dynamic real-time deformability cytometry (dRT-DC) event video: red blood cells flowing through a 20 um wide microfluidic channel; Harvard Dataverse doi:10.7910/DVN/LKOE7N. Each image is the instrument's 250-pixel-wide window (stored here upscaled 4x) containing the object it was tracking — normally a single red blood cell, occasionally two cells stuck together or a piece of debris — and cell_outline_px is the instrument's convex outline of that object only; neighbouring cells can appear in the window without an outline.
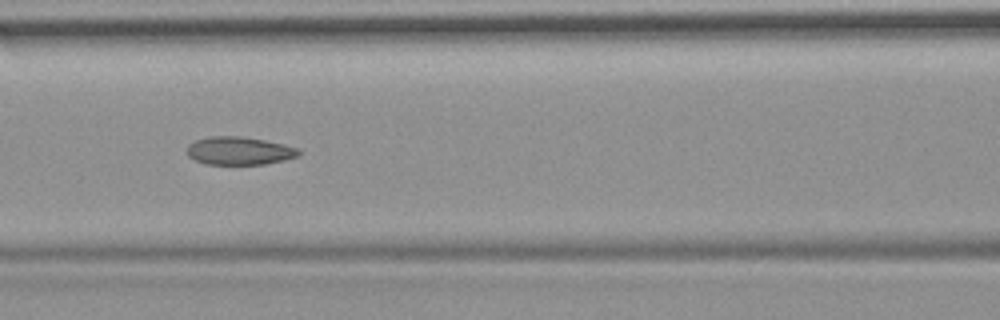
{"species": "common noctule bat (a hibernating species)", "species_latin": "Nyctalus noctula", "temperature_condition": "room temperature", "stored_images_in_passage": 55, "camera_frame_rate_fps": 3000, "um_per_image_px": 0.085, "animal": {"sex": "female", "body_mass_g": 19.9}, "frame": {"image": 1, "passage_image": 24, "time_ms": 7.667, "image_size_px": [1000, 320], "cell_outline_px": [[300, 156], [284, 160], [264, 164], [208, 164], [196, 160], [188, 156], [188, 144], [196, 140], [208, 136], [240, 136], [264, 140], [284, 144], [300, 148]], "centroid_in_image_um": [20.37, 12.81], "position_along_channel_um": 146.2, "area_um2": 18.26}, "authors_computed_cell_mechanics": {"area_um2": 19.4208, "velocity_mm_per_s": 3.7061, "shape_relaxation_time_tau1_ms": null, "shape_relaxation_time_tau2_ms": 1.9248, "deformation_change_tau1": null, "deformation_change_tau2": 0.0739}}